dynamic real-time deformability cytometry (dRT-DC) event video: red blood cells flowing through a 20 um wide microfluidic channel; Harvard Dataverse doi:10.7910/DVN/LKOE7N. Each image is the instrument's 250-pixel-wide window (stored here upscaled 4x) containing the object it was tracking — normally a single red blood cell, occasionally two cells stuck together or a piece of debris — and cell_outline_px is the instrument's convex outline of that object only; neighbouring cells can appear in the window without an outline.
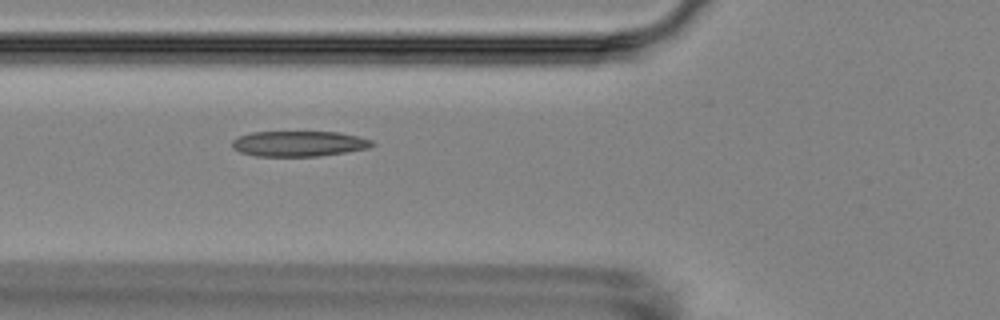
{"species": "Egyptian fruit bat (a non-hibernating species)", "species_latin": "Rousettus aegyptiacus", "temperature_condition": "room temperature", "stored_images_in_passage": 6, "camera_frame_rate_fps": 3000, "um_per_image_px": 0.085, "animal": {"sex": "female"}, "frame": {"image": 1, "passage_image": 5, "time_ms": 6.0, "image_size_px": [1000, 320], "cell_outline_px": [[376, 144], [368, 148], [320, 156], [256, 156], [240, 152], [232, 148], [232, 140], [240, 136], [252, 132], [340, 132], [372, 140]], "centroid_in_image_um": [25.4, 12.21], "position_along_channel_um": 100.4, "area_um2": 20.69}}
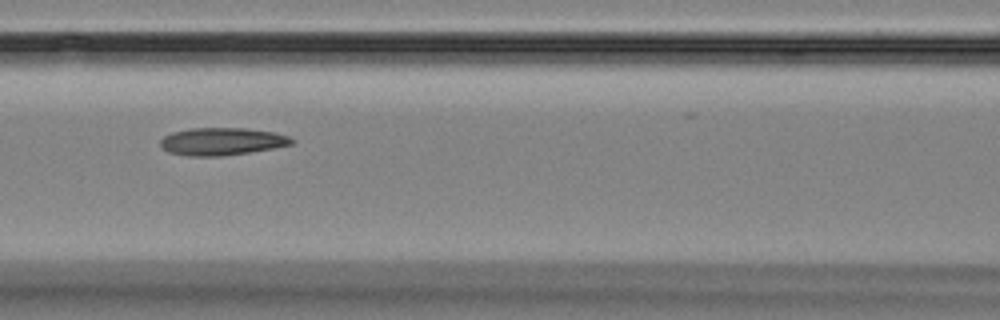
{"frame": {"image": 2, "passage_image": 6, "time_ms": 7.333, "image_size_px": [1000, 320], "cell_outline_px": [[296, 140], [292, 144], [272, 148], [224, 156], [188, 156], [168, 152], [160, 144], [160, 140], [164, 136], [172, 132], [192, 128], [244, 128], [276, 132], [288, 136]], "centroid_in_image_um": [18.86, 12.02], "position_along_channel_um": 147.7, "area_um2": 21.04}}